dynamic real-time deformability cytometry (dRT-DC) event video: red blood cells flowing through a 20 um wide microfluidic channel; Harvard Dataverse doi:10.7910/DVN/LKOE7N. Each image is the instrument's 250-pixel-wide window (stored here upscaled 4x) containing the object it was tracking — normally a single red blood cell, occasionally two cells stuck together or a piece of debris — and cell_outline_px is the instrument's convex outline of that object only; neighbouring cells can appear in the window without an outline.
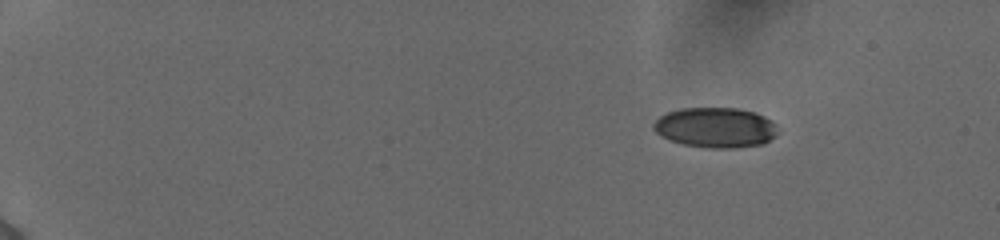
{"species": "human", "species_latin": "Homo sapiens", "temperature_condition": "cold", "stored_images_in_passage": 48, "camera_frame_rate_fps": 3000, "um_per_image_px": 0.085, "donor": {"sex": "female"}, "frame": {"image": 1, "passage_image": 1, "time_ms": 0.0, "image_size_px": [1000, 240], "cell_outline_px": [[776, 136], [764, 144], [732, 148], [712, 148], [684, 144], [672, 140], [656, 132], [652, 128], [652, 124], [660, 116], [668, 112], [680, 108], [740, 108], [756, 112], [772, 120], [776, 124]], "centroid_in_image_um": [60.86, 10.83], "position_along_channel_um": 24.1, "area_um2": 29.07}}
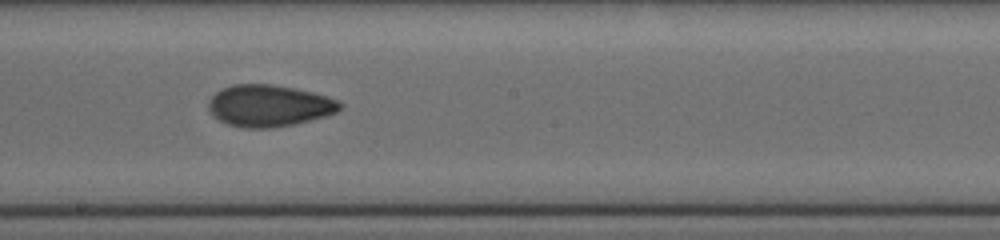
{"frame": {"image": 2, "passage_image": 27, "time_ms": 8.667, "image_size_px": [1000, 240], "cell_outline_px": [[344, 104], [336, 112], [324, 116], [292, 124], [272, 128], [244, 128], [228, 124], [212, 116], [208, 108], [208, 100], [216, 92], [232, 84], [272, 84], [312, 92], [328, 96], [340, 100]], "centroid_in_image_um": [22.86, 8.98], "position_along_channel_um": 225.3, "area_um2": 31.91}}
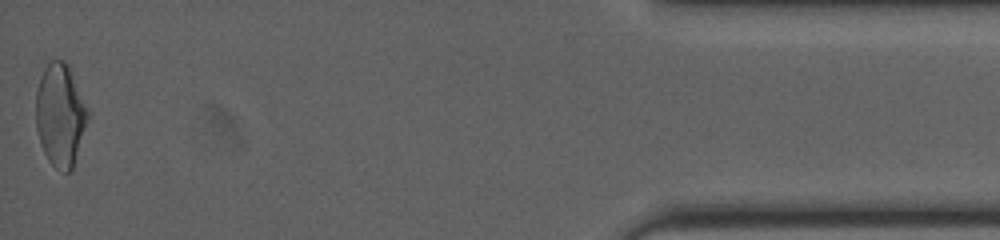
{"frame": {"image": 3, "passage_image": 48, "time_ms": 15.667, "image_size_px": [1000, 240], "cell_outline_px": [[92, 112], [72, 168], [68, 172], [64, 172], [56, 168], [48, 160], [40, 144], [36, 128], [36, 88], [40, 76], [44, 68], [52, 60], [64, 60], [68, 64]], "centroid_in_image_um": [5.16, 9.75], "position_along_channel_um": 430.0, "area_um2": 31.73}, "authors_computed_cell_mechanics": {"area_um2": 30.7785, "velocity_mm_per_s": 3.8974, "shape_relaxation_time_tau1_ms": 7.6269, "shape_relaxation_time_tau2_ms": 2.4604, "deformation_change_tau1": 0.1882, "deformation_change_tau2": 0.0751}}